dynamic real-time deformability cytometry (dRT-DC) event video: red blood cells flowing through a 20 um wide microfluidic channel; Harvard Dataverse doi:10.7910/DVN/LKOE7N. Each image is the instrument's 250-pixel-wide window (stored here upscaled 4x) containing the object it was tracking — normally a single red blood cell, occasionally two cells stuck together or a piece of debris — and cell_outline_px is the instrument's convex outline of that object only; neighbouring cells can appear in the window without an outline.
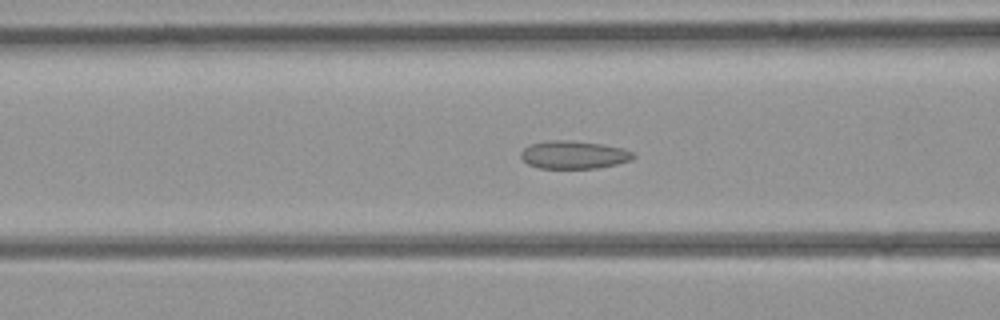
{"species": "common noctule bat (a hibernating species)", "species_latin": "Nyctalus noctula", "temperature_condition": "room temperature", "stored_images_in_passage": 45, "camera_frame_rate_fps": 3000, "um_per_image_px": 0.085, "animal": {"sex": "female", "body_mass_g": 21.9}, "frame": {"image": 1, "passage_image": 18, "time_ms": 5.667, "image_size_px": [1000, 320], "cell_outline_px": [[636, 156], [632, 160], [616, 164], [596, 168], [540, 168], [528, 164], [520, 156], [520, 152], [524, 148], [532, 144], [552, 140], [564, 140], [604, 144], [624, 148], [632, 152]], "centroid_in_image_um": [48.8, 13.16], "position_along_channel_um": 117.8, "area_um2": 18.21}}
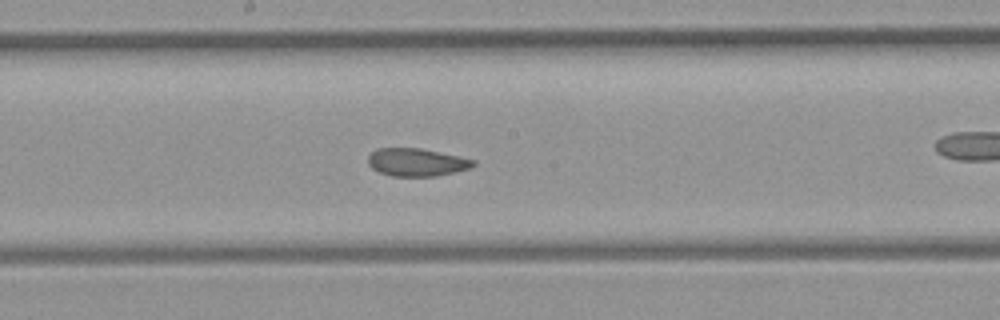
{"frame": {"image": 2, "passage_image": 24, "time_ms": 7.667, "image_size_px": [1000, 320], "cell_outline_px": [[476, 164], [472, 168], [436, 176], [392, 176], [380, 172], [372, 168], [368, 164], [368, 156], [376, 148], [420, 148], [476, 160]], "centroid_in_image_um": [35.42, 13.79], "position_along_channel_um": 212.8, "area_um2": 17.05}}
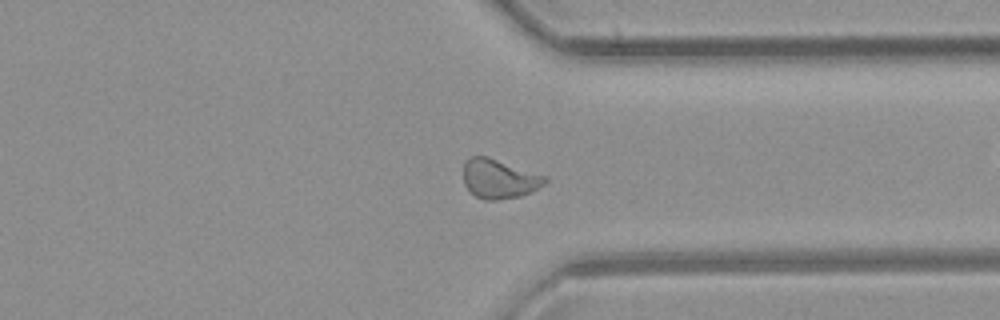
{"frame": {"image": 3, "passage_image": 34, "time_ms": 11.0, "image_size_px": [1000, 320], "cell_outline_px": [[548, 180], [544, 184], [532, 192], [520, 196], [496, 200], [484, 200], [476, 196], [464, 184], [464, 164], [468, 156], [488, 156], [548, 176]], "centroid_in_image_um": [42.46, 15.18], "position_along_channel_um": 368.9, "area_um2": 18.84}}